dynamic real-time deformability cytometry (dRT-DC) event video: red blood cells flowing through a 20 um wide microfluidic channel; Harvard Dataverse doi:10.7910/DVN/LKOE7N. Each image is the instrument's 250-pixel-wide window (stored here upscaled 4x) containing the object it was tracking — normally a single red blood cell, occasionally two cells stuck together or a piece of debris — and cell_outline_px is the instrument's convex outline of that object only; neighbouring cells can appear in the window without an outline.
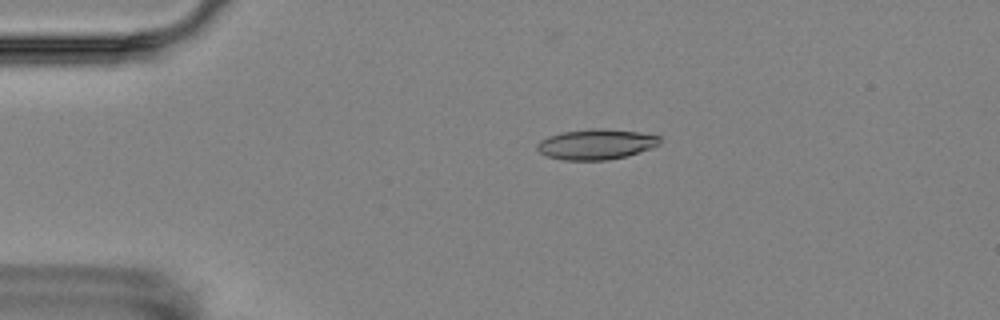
{"species": "Egyptian fruit bat (a non-hibernating species)", "species_latin": "Rousettus aegyptiacus", "temperature_condition": "room temperature", "stored_images_in_passage": 6, "camera_frame_rate_fps": 3000, "um_per_image_px": 0.085, "animal": {"sex": "female"}, "frame": {"image": 1, "passage_image": 4, "time_ms": 3.333, "image_size_px": [1000, 320], "cell_outline_px": [[660, 144], [652, 148], [628, 156], [608, 160], [564, 160], [548, 156], [540, 152], [536, 148], [536, 144], [540, 140], [548, 136], [560, 132], [592, 128], [604, 128], [640, 132], [660, 136]], "centroid_in_image_um": [50.68, 12.25], "position_along_channel_um": 34.3, "area_um2": 21.96}}